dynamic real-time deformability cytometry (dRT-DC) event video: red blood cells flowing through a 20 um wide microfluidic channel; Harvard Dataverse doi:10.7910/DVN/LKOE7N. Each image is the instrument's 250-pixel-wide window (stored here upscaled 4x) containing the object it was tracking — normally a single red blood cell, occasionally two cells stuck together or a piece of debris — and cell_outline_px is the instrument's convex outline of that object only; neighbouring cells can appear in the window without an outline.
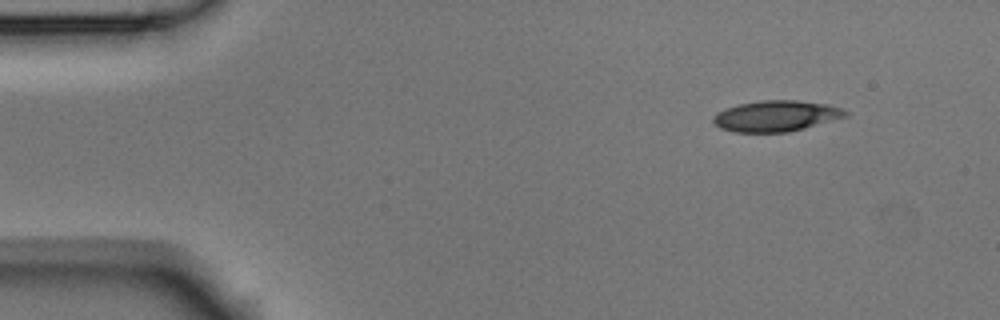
{"species": "Egyptian fruit bat (a non-hibernating species)", "species_latin": "Rousettus aegyptiacus", "temperature_condition": "room temperature", "stored_images_in_passage": 4, "camera_frame_rate_fps": 3000, "um_per_image_px": 0.085, "animal": {"sex": "male"}, "frame": {"image": 1, "passage_image": 1, "time_ms": 0.0, "image_size_px": [1000, 320], "cell_outline_px": [[848, 116], [804, 128], [788, 132], [732, 132], [720, 128], [712, 120], [712, 116], [716, 112], [724, 108], [740, 104], [764, 100], [796, 100], [828, 104], [840, 108], [848, 112]], "centroid_in_image_um": [65.94, 9.86], "position_along_channel_um": 19.1, "area_um2": 23.81}}
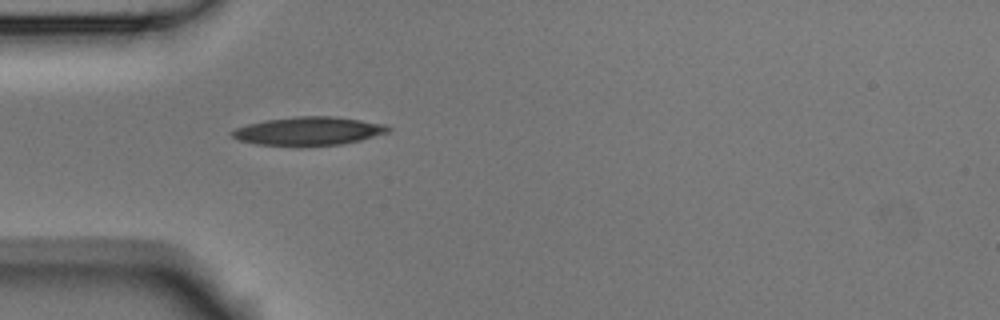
{"frame": {"image": 2, "passage_image": 4, "time_ms": 1.0, "image_size_px": [1000, 320], "cell_outline_px": [[392, 128], [388, 132], [360, 140], [340, 144], [300, 148], [256, 144], [240, 140], [232, 136], [228, 132], [236, 128], [248, 124], [264, 120], [296, 116], [332, 116], [360, 120], [384, 124]], "centroid_in_image_um": [26.18, 11.16], "position_along_channel_um": 58.8, "area_um2": 26.36}}